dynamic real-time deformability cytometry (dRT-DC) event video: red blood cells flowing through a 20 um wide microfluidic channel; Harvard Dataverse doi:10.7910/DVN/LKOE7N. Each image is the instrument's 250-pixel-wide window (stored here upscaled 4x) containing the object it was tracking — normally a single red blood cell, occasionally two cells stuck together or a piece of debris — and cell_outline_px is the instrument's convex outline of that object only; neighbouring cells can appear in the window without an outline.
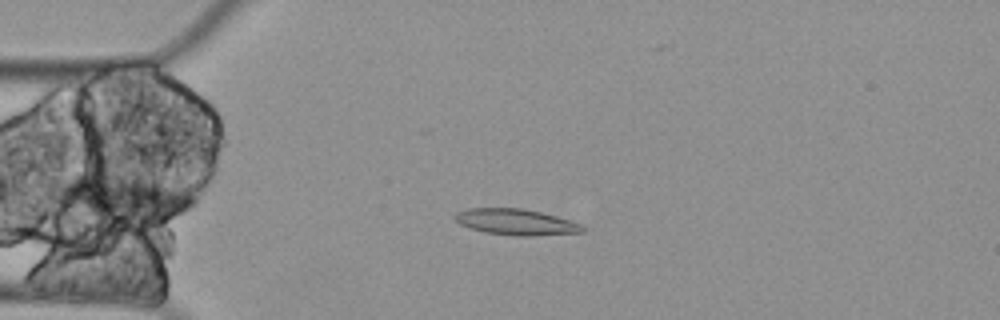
{"species": "Egyptian fruit bat (a non-hibernating species)", "species_latin": "Rousettus aegyptiacus", "temperature_condition": "cold", "stored_images_in_passage": 9, "camera_frame_rate_fps": 3000, "um_per_image_px": 0.085, "animal": {"sex": "female"}, "frame": {"image": 1, "passage_image": 3, "time_ms": 0.667, "image_size_px": [1000, 320], "cell_outline_px": [[584, 232], [528, 236], [516, 236], [484, 232], [468, 228], [460, 224], [452, 216], [456, 212], [468, 208], [524, 208], [556, 216], [580, 224], [584, 228]], "centroid_in_image_um": [43.8, 18.87], "position_along_channel_um": 41.2, "area_um2": 19.36}}
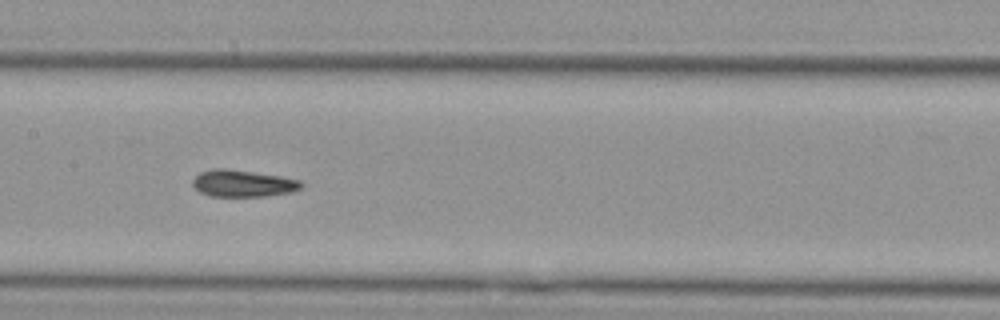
{"frame": {"image": 2, "passage_image": 7, "time_ms": 2.0, "image_size_px": [1000, 320], "cell_outline_px": [[304, 184], [300, 188], [292, 192], [264, 196], [212, 196], [200, 192], [192, 184], [192, 180], [200, 172], [212, 168], [224, 168], [280, 176], [300, 180]], "centroid_in_image_um": [20.64, 15.58], "position_along_channel_um": 186.8, "area_um2": 16.88}}
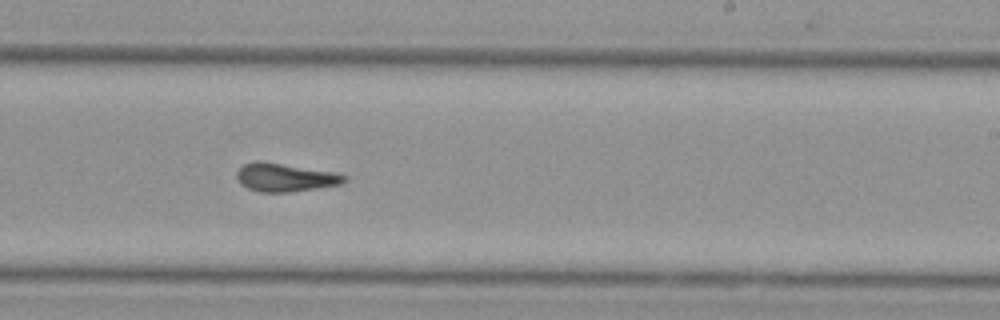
{"frame": {"image": 3, "passage_image": 9, "time_ms": 2.667, "image_size_px": [1000, 320], "cell_outline_px": [[348, 180], [340, 184], [316, 188], [288, 192], [260, 192], [248, 188], [240, 184], [236, 180], [236, 172], [244, 164], [256, 160], [260, 160], [336, 172], [348, 176]], "centroid_in_image_um": [24.22, 15.07], "position_along_channel_um": 264.8, "area_um2": 17.92}}